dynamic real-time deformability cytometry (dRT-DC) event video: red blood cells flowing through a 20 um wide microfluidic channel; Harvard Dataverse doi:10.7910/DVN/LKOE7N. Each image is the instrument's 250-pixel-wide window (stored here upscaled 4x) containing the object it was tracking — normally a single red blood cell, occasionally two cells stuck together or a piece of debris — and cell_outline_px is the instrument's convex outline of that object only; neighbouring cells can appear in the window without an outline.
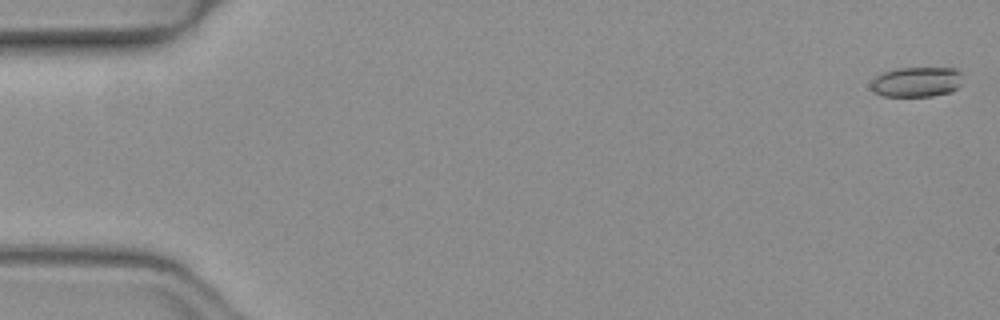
{"species": "common noctule bat (a hibernating species)", "species_latin": "Nyctalus noctula", "temperature_condition": "warm", "stored_images_in_passage": 17, "camera_frame_rate_fps": 3000, "um_per_image_px": 0.085, "animal": {"sex": "female", "body_mass_g": 19.3, "forearm_length_mm": 54.1}, "frame": {"image": 1, "passage_image": 2, "time_ms": 0.333, "image_size_px": [1000, 320], "cell_outline_px": [[960, 84], [952, 92], [932, 96], [884, 96], [876, 92], [872, 88], [872, 80], [876, 76], [884, 72], [896, 68], [956, 68], [960, 72]], "centroid_in_image_um": [77.92, 6.96], "position_along_channel_um": 7.1, "area_um2": 15.9}}
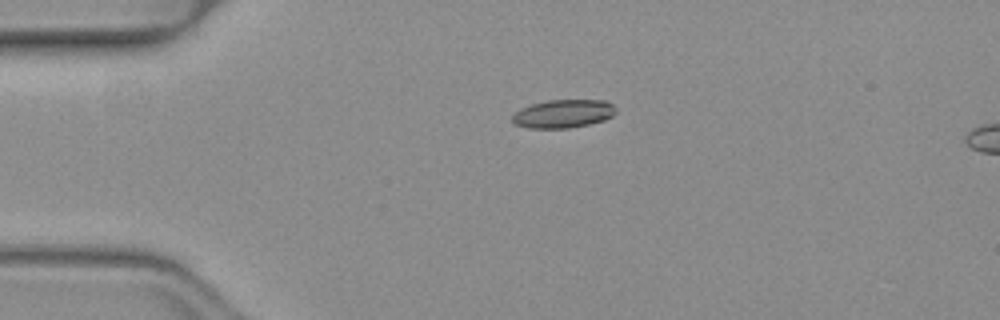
{"frame": {"image": 2, "passage_image": 13, "time_ms": 4.0, "image_size_px": [1000, 320], "cell_outline_px": [[616, 112], [612, 116], [604, 120], [588, 124], [568, 128], [528, 128], [516, 124], [512, 120], [512, 116], [520, 108], [532, 104], [548, 100], [604, 100], [612, 104], [616, 108]], "centroid_in_image_um": [47.88, 9.66], "position_along_channel_um": 37.1, "area_um2": 16.99}}